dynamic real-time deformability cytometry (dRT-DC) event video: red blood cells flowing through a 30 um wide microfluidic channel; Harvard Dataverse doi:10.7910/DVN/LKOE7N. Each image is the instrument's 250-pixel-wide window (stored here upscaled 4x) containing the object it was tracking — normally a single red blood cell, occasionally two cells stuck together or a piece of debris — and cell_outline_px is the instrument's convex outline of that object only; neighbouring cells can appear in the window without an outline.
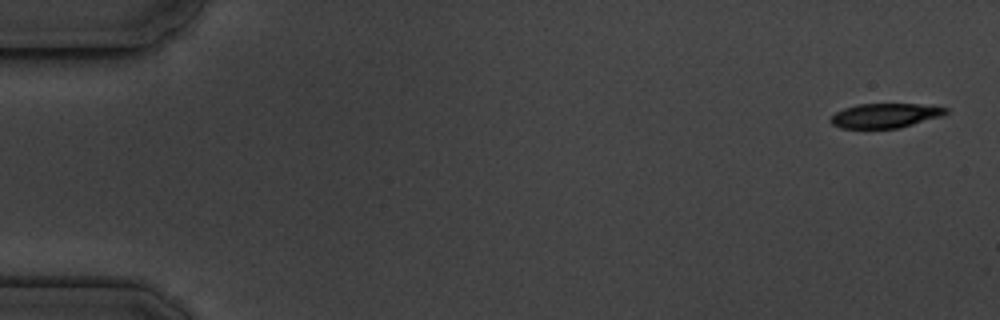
{"species": "common noctule bat (a hibernating species)", "species_latin": "Nyctalus noctula", "temperature_condition": "cold", "stored_images_in_passage": 16, "camera_frame_rate_fps": 3000, "um_per_image_px": 0.085, "animal": {"sex": "male", "body_mass_g": 19.5, "forearm_length_mm": 54.6}, "frame": {"image": 1, "passage_image": 1, "time_ms": 0.0, "image_size_px": [1000, 320], "cell_outline_px": [[948, 112], [944, 116], [900, 128], [840, 128], [832, 124], [828, 120], [836, 112], [844, 108], [856, 104], [920, 104], [948, 108]], "centroid_in_image_um": [75.26, 9.83], "position_along_channel_um": 9.7, "area_um2": 16.59}}
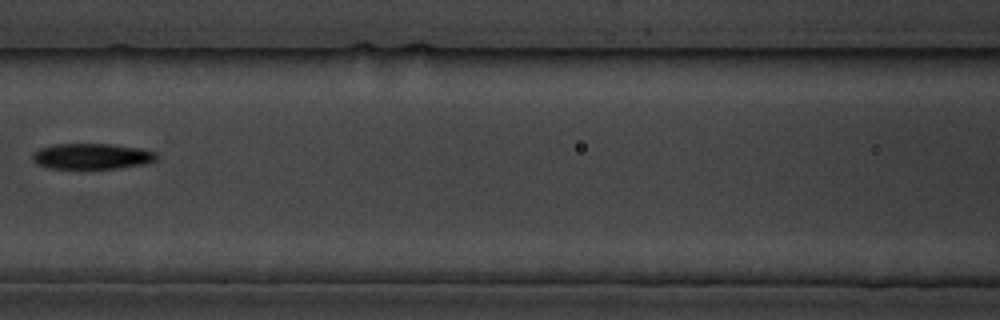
{"frame": {"image": 2, "passage_image": 7, "time_ms": 8.0, "image_size_px": [1000, 320], "cell_outline_px": [[160, 156], [156, 160], [144, 164], [120, 168], [48, 168], [36, 164], [32, 160], [32, 152], [40, 148], [56, 144], [112, 144], [140, 148], [156, 152]], "centroid_in_image_um": [7.82, 13.28], "position_along_channel_um": 158.8, "area_um2": 18.73}}
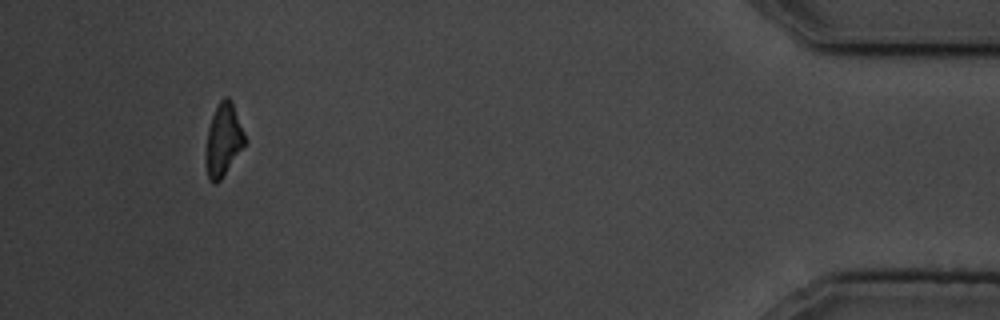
{"frame": {"image": 3, "passage_image": 15, "time_ms": 17.0, "image_size_px": [1000, 320], "cell_outline_px": [[244, 144], [220, 180], [212, 184], [208, 180], [204, 156], [208, 128], [212, 116], [220, 100], [224, 96], [228, 96], [232, 100], [244, 132]], "centroid_in_image_um": [18.94, 11.88], "position_along_channel_um": 416.3, "area_um2": 16.36}, "authors_computed_cell_mechanics": {"area_um2": 18.1203, "velocity_mm_per_s": 3.5817, "shape_relaxation_time_tau1_ms": 2.5437, "shape_relaxation_time_tau2_ms": null, "deformation_change_tau1": 0.17, "deformation_change_tau2": null}}